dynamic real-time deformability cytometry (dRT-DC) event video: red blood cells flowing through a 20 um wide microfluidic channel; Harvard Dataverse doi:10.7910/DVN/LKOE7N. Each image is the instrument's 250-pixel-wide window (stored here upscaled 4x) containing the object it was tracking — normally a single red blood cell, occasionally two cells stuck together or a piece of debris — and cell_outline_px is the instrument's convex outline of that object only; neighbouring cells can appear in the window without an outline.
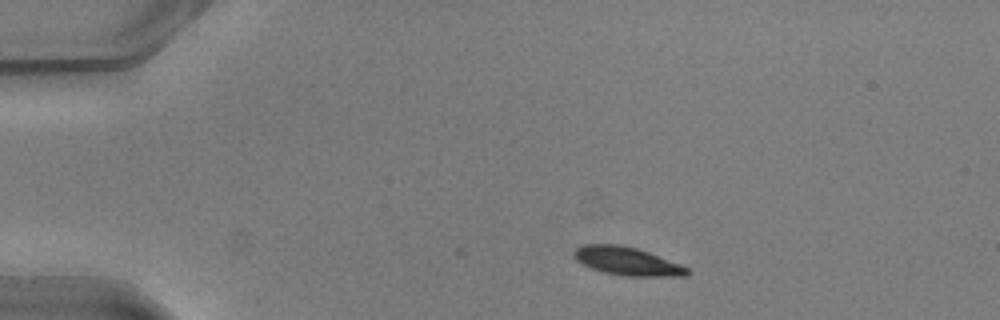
{"species": "common noctule bat (a hibernating species)", "species_latin": "Nyctalus noctula", "temperature_condition": "warm", "stored_images_in_passage": 2, "camera_frame_rate_fps": 3000, "um_per_image_px": 0.085, "animal": {"sex": "male", "body_mass_g": 20.5, "forearm_length_mm": 52.5}, "frame": {"image": 1, "passage_image": 2, "time_ms": 0.333, "image_size_px": [1000, 320], "cell_outline_px": [[692, 272], [688, 276], [624, 276], [604, 272], [592, 268], [576, 260], [572, 256], [572, 252], [576, 248], [584, 244], [616, 244], [636, 248], [648, 252], [680, 264], [688, 268]], "centroid_in_image_um": [53.31, 22.2], "position_along_channel_um": 31.7, "area_um2": 18.61}}